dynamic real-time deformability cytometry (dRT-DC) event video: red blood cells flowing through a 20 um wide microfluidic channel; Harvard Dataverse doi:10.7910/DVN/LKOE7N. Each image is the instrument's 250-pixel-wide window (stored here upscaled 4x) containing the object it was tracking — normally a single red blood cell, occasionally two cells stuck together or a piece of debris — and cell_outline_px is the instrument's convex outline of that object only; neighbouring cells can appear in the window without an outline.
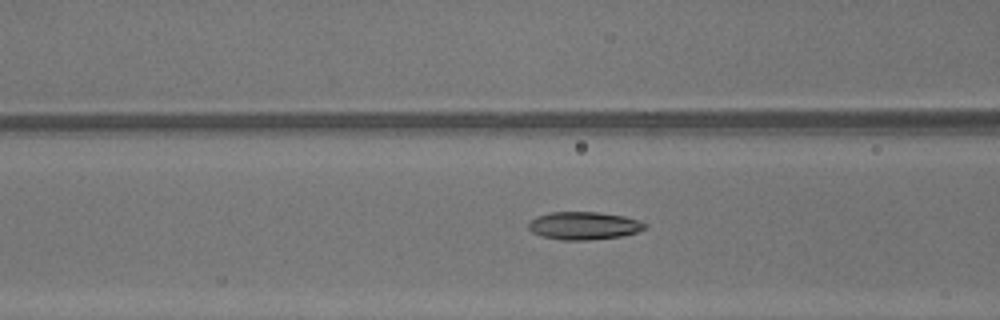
{"species": "common noctule bat (a hibernating species)", "species_latin": "Nyctalus noctula", "temperature_condition": "warm", "stored_images_in_passage": 32, "camera_frame_rate_fps": 3000, "um_per_image_px": 0.085, "animal": {"sex": "male", "body_mass_g": 13.3}, "frame": {"image": 1, "passage_image": 7, "time_ms": 2.0, "image_size_px": [1000, 320], "cell_outline_px": [[648, 228], [636, 232], [620, 236], [588, 240], [564, 240], [540, 236], [532, 232], [528, 228], [528, 224], [536, 216], [552, 212], [600, 212], [624, 216], [648, 224]], "centroid_in_image_um": [49.63, 19.18], "position_along_channel_um": 117.0, "area_um2": 18.84}}
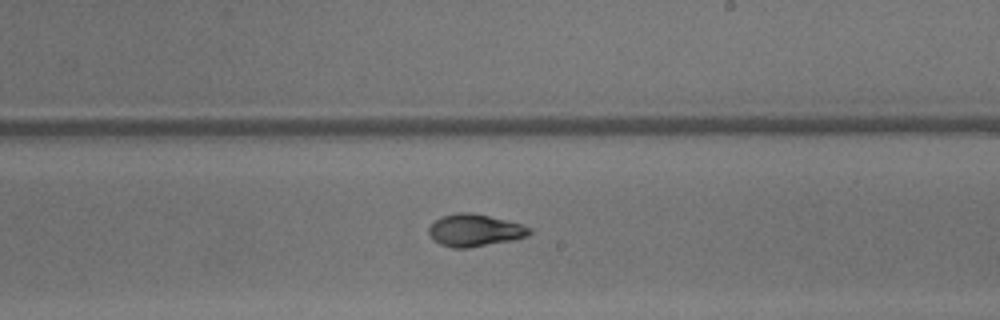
{"frame": {"image": 2, "passage_image": 16, "time_ms": 5.0, "image_size_px": [1000, 320], "cell_outline_px": [[532, 232], [528, 236], [516, 240], [468, 248], [452, 248], [440, 244], [432, 240], [428, 232], [428, 228], [440, 216], [456, 212], [472, 212], [520, 224], [532, 228]], "centroid_in_image_um": [40.34, 19.59], "position_along_channel_um": 248.7, "area_um2": 19.13}}
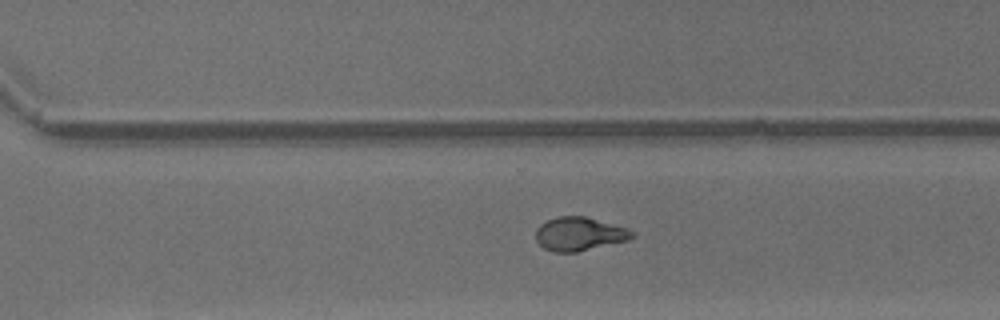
{"frame": {"image": 3, "passage_image": 21, "time_ms": 6.667, "image_size_px": [1000, 320], "cell_outline_px": [[636, 236], [628, 240], [576, 252], [552, 252], [544, 248], [536, 240], [536, 228], [540, 224], [556, 216], [584, 216], [624, 228], [636, 232]], "centroid_in_image_um": [49.22, 19.89], "position_along_channel_um": 321.4, "area_um2": 18.67}, "authors_computed_cell_mechanics": {"area_um2": 18.8717, "velocity_mm_per_s": 4.3879, "shape_relaxation_time_tau1_ms": 3.3747, "shape_relaxation_time_tau2_ms": 1.1014, "deformation_change_tau1": 0.1729, "deformation_change_tau2": 0.0676}}